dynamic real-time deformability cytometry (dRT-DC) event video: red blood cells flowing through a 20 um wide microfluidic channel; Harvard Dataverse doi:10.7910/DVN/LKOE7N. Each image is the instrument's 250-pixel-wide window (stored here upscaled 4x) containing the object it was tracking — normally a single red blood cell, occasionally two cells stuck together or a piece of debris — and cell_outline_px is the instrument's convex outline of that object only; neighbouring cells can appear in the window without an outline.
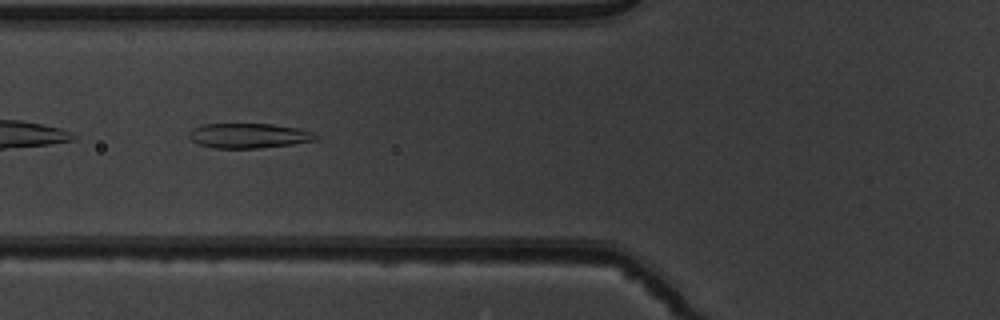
{"species": "common noctule bat (a hibernating species)", "species_latin": "Nyctalus noctula", "temperature_condition": "warm", "stored_images_in_passage": 36, "camera_frame_rate_fps": 3000, "um_per_image_px": 0.085, "animal": {"sex": "male", "body_mass_g": 19.5, "forearm_length_mm": 54.6}, "frame": {"image": 1, "passage_image": 4, "time_ms": 1.0, "image_size_px": [1000, 320], "cell_outline_px": [[320, 136], [316, 140], [292, 144], [260, 148], [212, 148], [200, 144], [192, 140], [188, 136], [188, 132], [192, 128], [204, 124], [272, 124], [296, 128], [312, 132]], "centroid_in_image_um": [21.13, 11.53], "position_along_channel_um": 104.7, "area_um2": 18.32}}
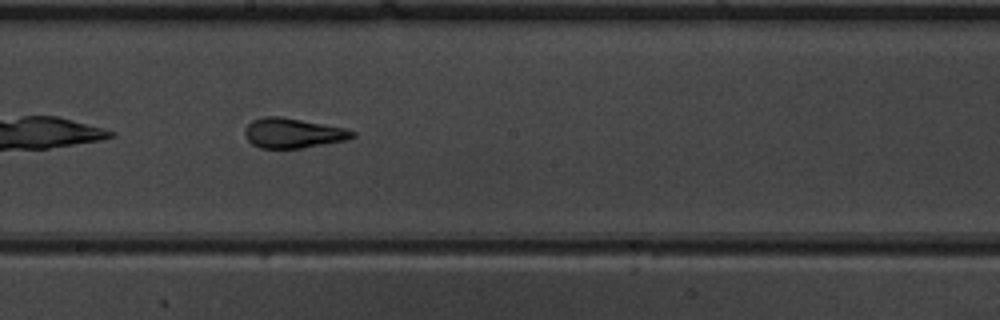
{"frame": {"image": 2, "passage_image": 13, "time_ms": 4.0, "image_size_px": [1000, 320], "cell_outline_px": [[356, 136], [348, 140], [300, 148], [260, 148], [252, 144], [244, 136], [244, 128], [252, 120], [264, 116], [280, 116], [344, 128], [356, 132]], "centroid_in_image_um": [24.88, 11.31], "position_along_channel_um": 223.3, "area_um2": 18.73}}
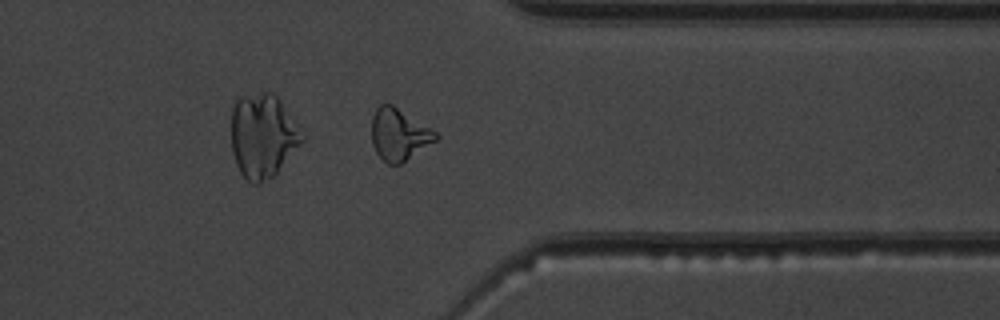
{"frame": {"image": 3, "passage_image": 25, "time_ms": 8.0, "image_size_px": [1000, 320], "cell_outline_px": [[440, 136], [436, 140], [400, 164], [388, 164], [376, 152], [372, 144], [372, 116], [376, 108], [380, 104], [392, 104], [436, 132]], "centroid_in_image_um": [33.89, 11.42], "position_along_channel_um": 377.5, "area_um2": 19.02}, "authors_computed_cell_mechanics": {"area_um2": 18.6694, "velocity_mm_per_s": 3.9505, "shape_relaxation_time_tau1_ms": 5.7877, "shape_relaxation_time_tau2_ms": 1.0936, "deformation_change_tau1": 0.2026, "deformation_change_tau2": 0.1001}}